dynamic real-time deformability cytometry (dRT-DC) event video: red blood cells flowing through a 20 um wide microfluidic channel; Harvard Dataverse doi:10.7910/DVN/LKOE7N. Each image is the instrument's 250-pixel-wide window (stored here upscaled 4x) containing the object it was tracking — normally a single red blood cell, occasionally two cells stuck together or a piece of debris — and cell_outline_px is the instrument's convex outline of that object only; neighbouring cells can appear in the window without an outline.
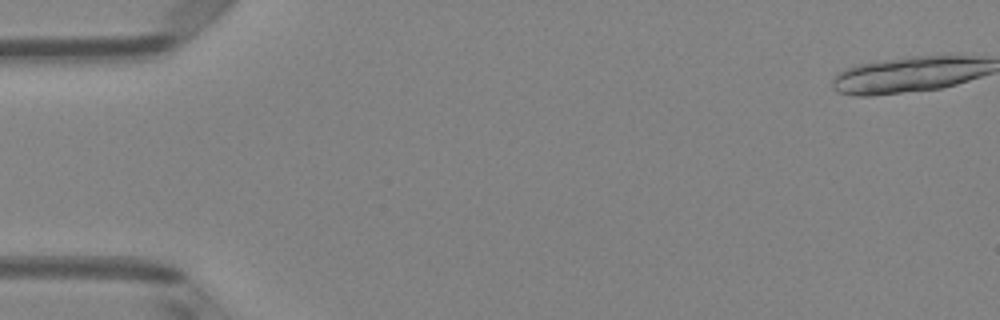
{"species": "Egyptian fruit bat (a non-hibernating species)", "species_latin": "Rousettus aegyptiacus", "temperature_condition": "room temperature", "stored_images_in_passage": 2, "camera_frame_rate_fps": 3000, "um_per_image_px": 0.085, "animal": {"sex": "female"}, "frame": {"image": 1, "passage_image": 1, "time_ms": 0.0, "image_size_px": [1000, 320], "cell_outline_px": [[972, 76], [948, 84], [928, 88], [888, 92], [864, 92], [928, 60], [972, 60]], "centroid_in_image_um": [78.85, 6.46], "position_along_channel_um": 6.2, "area_um2": 14.05}}